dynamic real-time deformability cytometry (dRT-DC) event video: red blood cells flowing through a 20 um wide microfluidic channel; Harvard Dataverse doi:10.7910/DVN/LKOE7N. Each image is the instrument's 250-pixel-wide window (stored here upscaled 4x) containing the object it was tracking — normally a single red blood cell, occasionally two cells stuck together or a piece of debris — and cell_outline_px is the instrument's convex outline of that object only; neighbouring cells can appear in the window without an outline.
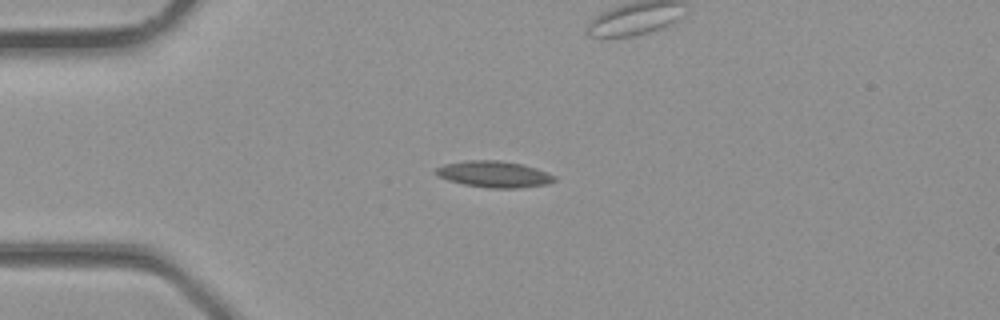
{"species": "common noctule bat (a hibernating species)", "species_latin": "Nyctalus noctula", "temperature_condition": "room temperature", "stored_images_in_passage": 26, "camera_frame_rate_fps": 3000, "um_per_image_px": 0.085, "animal": {"sex": "male", "body_mass_g": 23.1, "forearm_length_mm": 52.7}, "frame": {"image": 1, "passage_image": 2, "time_ms": 0.333, "image_size_px": [1000, 320], "cell_outline_px": [[556, 180], [548, 184], [516, 188], [488, 188], [464, 184], [448, 180], [432, 172], [436, 168], [444, 164], [468, 160], [500, 160], [520, 164], [536, 168], [556, 176]], "centroid_in_image_um": [41.99, 14.8], "position_along_channel_um": 43.0, "area_um2": 18.15}}
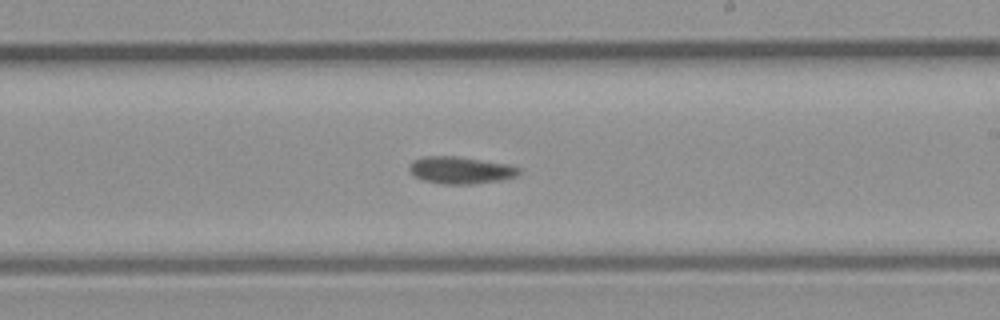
{"frame": {"image": 2, "passage_image": 14, "time_ms": 4.333, "image_size_px": [1000, 320], "cell_outline_px": [[520, 172], [516, 176], [500, 180], [472, 184], [444, 184], [424, 180], [412, 176], [408, 168], [408, 164], [412, 160], [424, 156], [456, 156], [508, 164], [520, 168]], "centroid_in_image_um": [39.09, 14.46], "position_along_channel_um": 249.9, "area_um2": 17.4}}
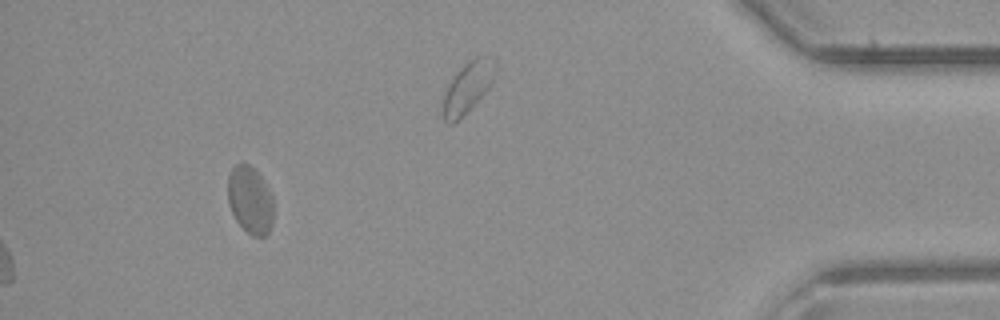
{"frame": {"image": 3, "passage_image": 26, "time_ms": 8.333, "image_size_px": [1000, 320], "cell_outline_px": [[272, 224], [268, 232], [264, 236], [252, 236], [236, 220], [228, 204], [228, 172], [236, 164], [248, 164], [260, 176], [272, 196]], "centroid_in_image_um": [21.24, 17.0], "position_along_channel_um": 414.0, "area_um2": 17.63}}